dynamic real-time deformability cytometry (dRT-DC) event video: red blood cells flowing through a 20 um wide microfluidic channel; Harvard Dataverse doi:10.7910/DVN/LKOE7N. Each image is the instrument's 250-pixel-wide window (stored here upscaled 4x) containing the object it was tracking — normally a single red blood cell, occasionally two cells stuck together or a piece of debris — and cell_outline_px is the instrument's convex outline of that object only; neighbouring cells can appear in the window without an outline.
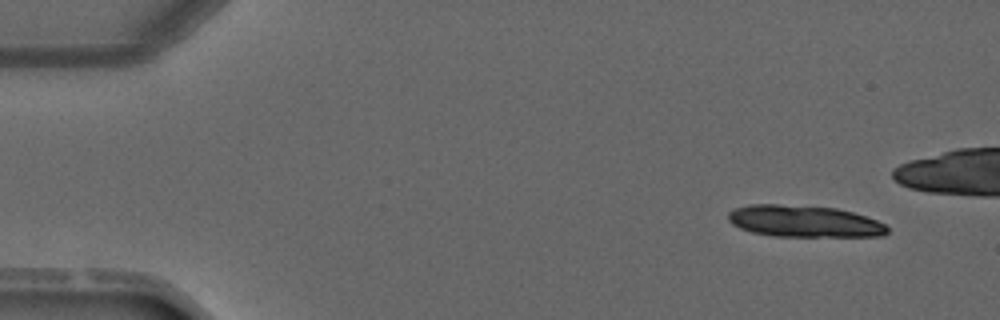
{"species": "common noctule bat (a hibernating species)", "species_latin": "Nyctalus noctula", "temperature_condition": "warm", "stored_images_in_passage": 4, "camera_frame_rate_fps": 3000, "um_per_image_px": 0.085, "animal": {"sex": "male", "forearm_length_mm": 52.5}, "frame": {"image": 1, "passage_image": 1, "time_ms": 0.0, "image_size_px": [1000, 320], "cell_outline_px": [[888, 232], [884, 236], [772, 236], [752, 232], [740, 228], [732, 224], [728, 220], [728, 212], [736, 208], [748, 204], [780, 204], [836, 208], [852, 212], [876, 220], [884, 224], [888, 228]], "centroid_in_image_um": [68.32, 18.81], "position_along_channel_um": 16.7, "area_um2": 29.36}}